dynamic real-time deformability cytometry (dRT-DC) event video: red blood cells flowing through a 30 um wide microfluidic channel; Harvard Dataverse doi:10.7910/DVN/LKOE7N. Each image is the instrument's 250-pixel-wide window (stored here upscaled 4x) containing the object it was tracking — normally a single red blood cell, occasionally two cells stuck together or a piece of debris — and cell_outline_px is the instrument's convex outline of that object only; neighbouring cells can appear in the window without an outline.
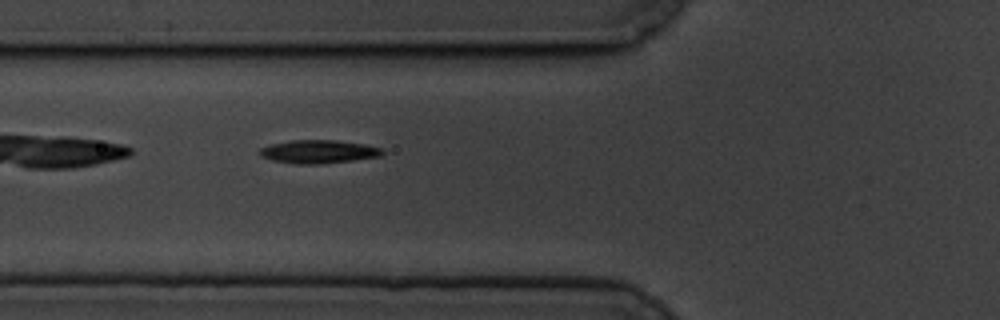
{"species": "common noctule bat (a hibernating species)", "species_latin": "Nyctalus noctula", "temperature_condition": "cold", "stored_images_in_passage": 41, "camera_frame_rate_fps": 3000, "um_per_image_px": 0.085, "animal": {"sex": "male", "body_mass_g": 19.5, "forearm_length_mm": 54.6}, "frame": {"image": 1, "passage_image": 3, "time_ms": 0.667, "image_size_px": [1000, 320], "cell_outline_px": [[384, 152], [380, 156], [352, 160], [316, 164], [300, 164], [272, 160], [260, 156], [256, 152], [260, 148], [272, 144], [292, 140], [336, 140], [364, 144], [384, 148]], "centroid_in_image_um": [27.06, 12.88], "position_along_channel_um": 98.7, "area_um2": 16.59}}
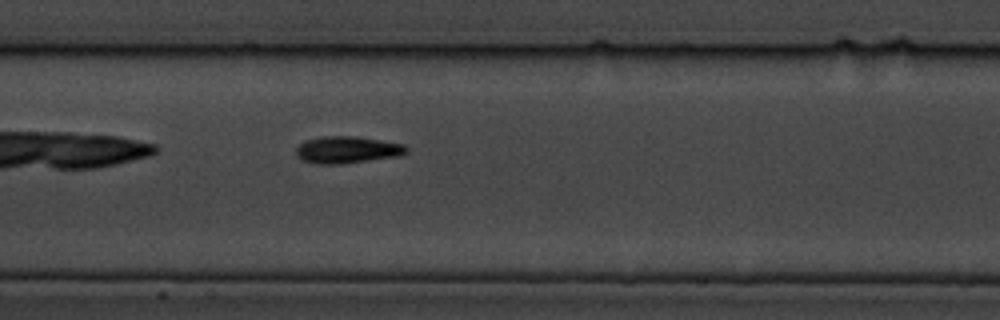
{"frame": {"image": 2, "passage_image": 10, "time_ms": 3.0, "image_size_px": [1000, 320], "cell_outline_px": [[408, 152], [400, 156], [340, 164], [316, 164], [304, 160], [296, 156], [296, 148], [304, 140], [324, 136], [356, 136], [404, 144], [408, 148]], "centroid_in_image_um": [29.52, 12.73], "position_along_channel_um": 177.9, "area_um2": 17.4}}
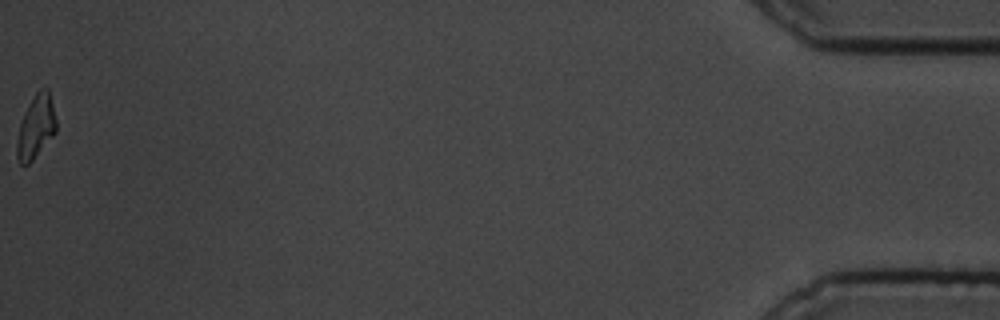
{"frame": {"image": 3, "passage_image": 41, "time_ms": 13.333, "image_size_px": [1000, 320], "cell_outline_px": [[56, 132], [32, 160], [28, 164], [20, 164], [16, 156], [16, 144], [20, 120], [28, 104], [36, 92], [40, 88], [48, 88], [56, 120]], "centroid_in_image_um": [3.03, 10.77], "position_along_channel_um": 432.2, "area_um2": 14.45}}